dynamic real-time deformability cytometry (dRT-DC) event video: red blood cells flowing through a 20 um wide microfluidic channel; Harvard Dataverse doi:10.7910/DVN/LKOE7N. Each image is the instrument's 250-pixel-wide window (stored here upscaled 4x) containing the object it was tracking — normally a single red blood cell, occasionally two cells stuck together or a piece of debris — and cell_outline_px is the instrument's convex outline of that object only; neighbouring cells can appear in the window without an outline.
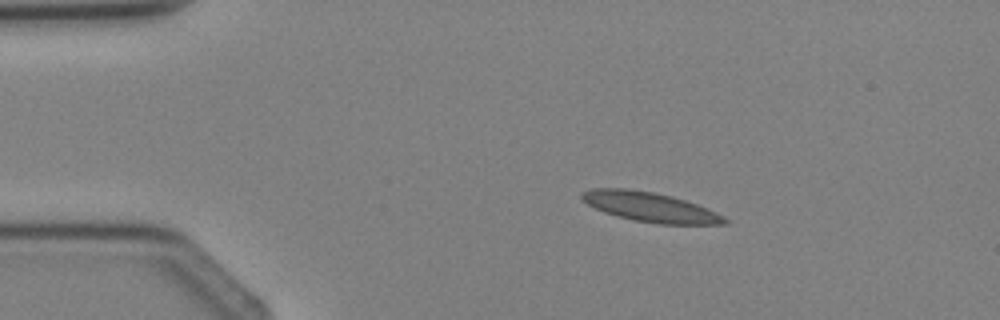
{"species": "Egyptian fruit bat (a non-hibernating species)", "species_latin": "Rousettus aegyptiacus", "temperature_condition": "cold", "stored_images_in_passage": 3, "segment_of_instrument_passage": [1, 2], "camera_frame_rate_fps": 3000, "um_per_image_px": 0.085, "animal": {"sex": "female"}, "frame": {"image": 1, "passage_image": 1, "time_ms": 0.0, "image_size_px": [1000, 320], "cell_outline_px": [[728, 224], [660, 224], [632, 220], [604, 212], [588, 204], [580, 196], [584, 192], [592, 188], [628, 188], [652, 192], [672, 196], [696, 204], [716, 212], [724, 216], [728, 220]], "centroid_in_image_um": [55.28, 17.6], "position_along_channel_um": 29.7, "area_um2": 24.39}}